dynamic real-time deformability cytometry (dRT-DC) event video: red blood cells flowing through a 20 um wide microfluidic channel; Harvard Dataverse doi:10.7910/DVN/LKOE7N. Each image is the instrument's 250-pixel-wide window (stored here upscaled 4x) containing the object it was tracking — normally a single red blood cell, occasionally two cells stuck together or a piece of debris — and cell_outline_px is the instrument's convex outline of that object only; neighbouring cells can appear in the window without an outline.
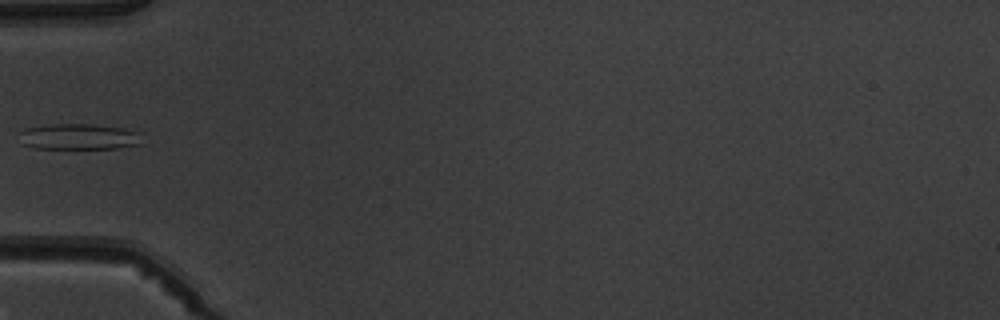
{"species": "common noctule bat (a hibernating species)", "species_latin": "Nyctalus noctula", "temperature_condition": "warm", "stored_images_in_passage": 5, "camera_frame_rate_fps": 3000, "um_per_image_px": 0.085, "animal": {"sex": "male", "body_mass_g": 19.5, "forearm_length_mm": 54.6}, "frame": {"image": 1, "passage_image": 5, "time_ms": 4.667, "image_size_px": [1000, 320], "cell_outline_px": [[136, 144], [116, 148], [36, 148], [20, 144], [16, 132], [24, 128], [44, 124], [92, 124], [124, 128], [136, 132]], "centroid_in_image_um": [6.46, 11.6], "position_along_channel_um": 78.5, "area_um2": 18.38}}